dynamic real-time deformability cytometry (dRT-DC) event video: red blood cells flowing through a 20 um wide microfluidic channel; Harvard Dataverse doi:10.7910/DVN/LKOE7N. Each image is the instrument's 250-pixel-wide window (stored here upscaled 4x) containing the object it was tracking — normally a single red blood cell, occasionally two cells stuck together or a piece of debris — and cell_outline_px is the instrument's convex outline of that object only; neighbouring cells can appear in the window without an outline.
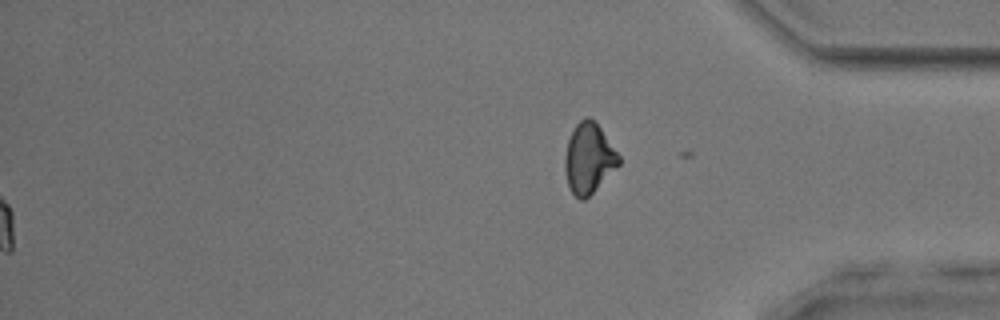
{"species": "common noctule bat (a hibernating species)", "species_latin": "Nyctalus noctula", "temperature_condition": "room temperature", "stored_images_in_passage": 55, "segment_of_instrument_passage": [2, 2], "camera_frame_rate_fps": 3000, "um_per_image_px": 0.085, "animal": {"sex": "male", "body_mass_g": 17.9, "forearm_length_mm": 54.2}, "frame": {"image": 1, "passage_image": 55, "time_ms": 18.0, "image_size_px": [1000, 320], "cell_outline_px": [[620, 164], [584, 200], [580, 200], [572, 192], [568, 184], [564, 168], [564, 156], [568, 140], [576, 124], [584, 116], [588, 116], [600, 128], [620, 156]], "centroid_in_image_um": [50.03, 13.45], "position_along_channel_um": 385.2, "area_um2": 21.68}}